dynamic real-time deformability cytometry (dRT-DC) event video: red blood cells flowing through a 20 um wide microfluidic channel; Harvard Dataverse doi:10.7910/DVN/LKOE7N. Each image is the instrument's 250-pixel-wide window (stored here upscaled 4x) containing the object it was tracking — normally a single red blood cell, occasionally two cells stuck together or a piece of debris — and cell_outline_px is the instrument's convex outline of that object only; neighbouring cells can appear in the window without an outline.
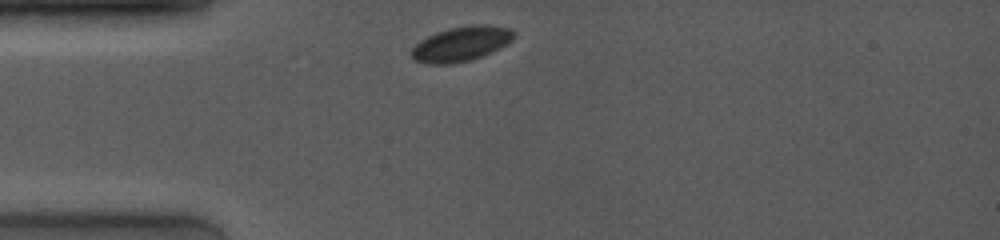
{"species": "common noctule bat (a hibernating species)", "species_latin": "Nyctalus noctula", "temperature_condition": "room temperature", "stored_images_in_passage": 6, "camera_frame_rate_fps": 4000, "um_per_image_px": 0.085, "animal": {"sex": "female", "body_mass_g": 19.0, "forearm_length_mm": 53.3}, "frame": {"image": 1, "passage_image": 1, "time_ms": 0.0, "image_size_px": [1000, 240], "cell_outline_px": [[516, 36], [508, 44], [500, 48], [472, 60], [452, 64], [428, 64], [412, 60], [412, 48], [420, 40], [436, 32], [448, 28], [472, 24], [484, 24], [512, 28], [516, 32]], "centroid_in_image_um": [39.23, 3.72], "position_along_channel_um": 45.8, "area_um2": 21.1}}
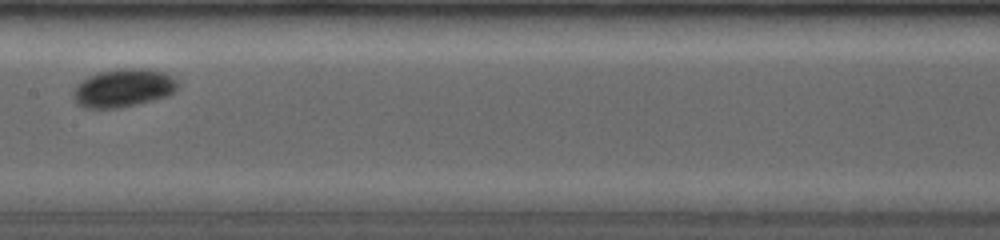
{"frame": {"image": 2, "passage_image": 5, "time_ms": 4.25, "image_size_px": [1000, 240], "cell_outline_px": [[180, 84], [168, 96], [136, 104], [116, 108], [84, 108], [76, 104], [72, 100], [72, 88], [76, 84], [88, 76], [96, 72], [116, 68], [144, 68], [164, 72], [180, 80]], "centroid_in_image_um": [10.44, 7.46], "position_along_channel_um": 197.0, "area_um2": 23.81}}